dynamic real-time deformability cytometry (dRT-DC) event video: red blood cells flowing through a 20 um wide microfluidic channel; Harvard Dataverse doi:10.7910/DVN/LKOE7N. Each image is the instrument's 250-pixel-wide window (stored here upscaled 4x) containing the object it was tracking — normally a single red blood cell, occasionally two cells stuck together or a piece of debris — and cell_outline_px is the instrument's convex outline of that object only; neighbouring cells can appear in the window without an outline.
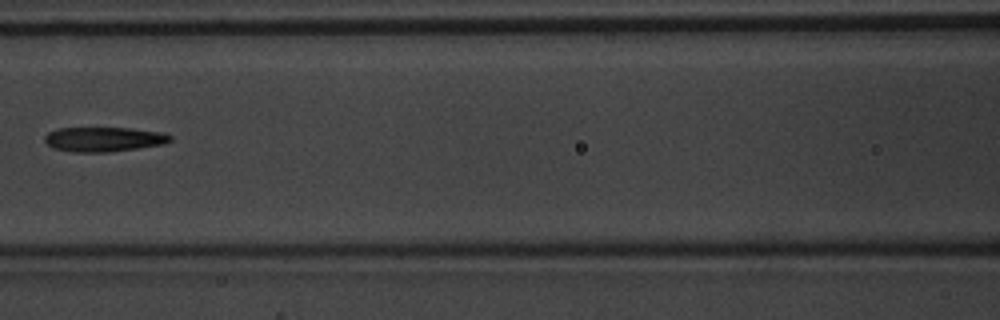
{"species": "common noctule bat (a hibernating species)", "species_latin": "Nyctalus noctula", "temperature_condition": "warm", "stored_images_in_passage": 3, "camera_frame_rate_fps": 3000, "um_per_image_px": 0.085, "animal": {"sex": "male", "body_mass_g": 20.1, "forearm_length_mm": 53.5}, "frame": {"image": 1, "passage_image": 3, "time_ms": 0.667, "image_size_px": [1000, 320], "cell_outline_px": [[172, 140], [164, 144], [108, 152], [72, 152], [52, 148], [44, 140], [44, 136], [48, 132], [56, 128], [132, 128], [164, 132], [172, 136]], "centroid_in_image_um": [8.82, 11.83], "position_along_channel_um": 157.8, "area_um2": 18.15}}